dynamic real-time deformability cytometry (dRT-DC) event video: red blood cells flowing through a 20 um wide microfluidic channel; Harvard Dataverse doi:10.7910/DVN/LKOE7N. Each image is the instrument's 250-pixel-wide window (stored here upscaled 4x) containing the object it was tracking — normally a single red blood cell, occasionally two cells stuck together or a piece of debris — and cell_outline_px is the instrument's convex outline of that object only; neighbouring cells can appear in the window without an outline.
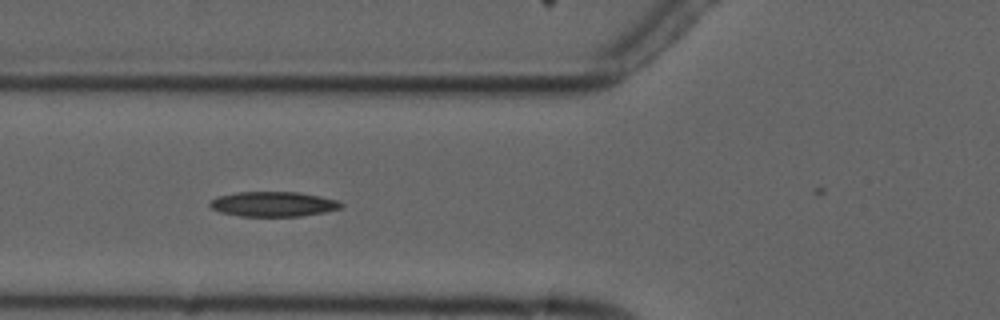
{"species": "common noctule bat (a hibernating species)", "species_latin": "Nyctalus noctula", "temperature_condition": "cold", "stored_images_in_passage": 6, "camera_frame_rate_fps": 3000, "um_per_image_px": 0.085, "animal": {"sex": "male", "forearm_length_mm": 52.5}, "frame": {"image": 1, "passage_image": 5, "time_ms": 5.333, "image_size_px": [1000, 320], "cell_outline_px": [[344, 204], [340, 208], [324, 212], [300, 216], [240, 216], [220, 212], [212, 208], [208, 204], [216, 196], [236, 192], [300, 192], [320, 196], [336, 200]], "centroid_in_image_um": [23.2, 17.34], "position_along_channel_um": 102.6, "area_um2": 19.02}}